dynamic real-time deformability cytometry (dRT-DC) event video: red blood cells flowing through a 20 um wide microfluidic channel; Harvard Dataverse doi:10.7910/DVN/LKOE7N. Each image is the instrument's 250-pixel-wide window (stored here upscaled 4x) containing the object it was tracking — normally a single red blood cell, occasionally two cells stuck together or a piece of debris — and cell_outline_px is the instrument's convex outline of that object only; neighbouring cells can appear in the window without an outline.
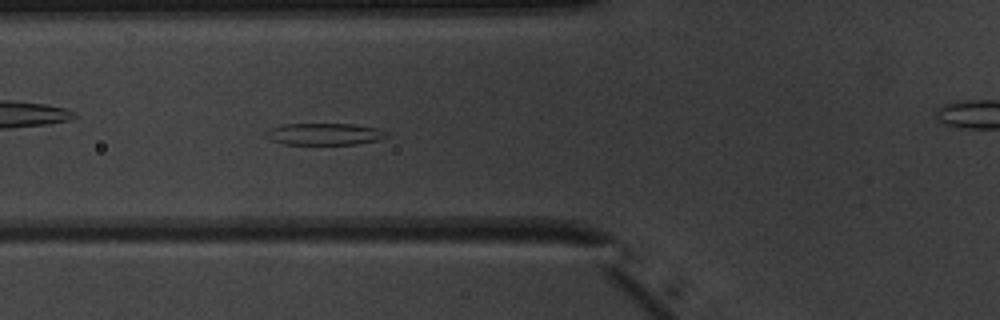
{"species": "common noctule bat (a hibernating species)", "species_latin": "Nyctalus noctula", "temperature_condition": "warm", "stored_images_in_passage": 35, "camera_frame_rate_fps": 3000, "um_per_image_px": 0.085, "animal": {"sex": "male", "body_mass_g": 20.1, "forearm_length_mm": 53.5}, "frame": {"image": 1, "passage_image": 13, "time_ms": 4.0, "image_size_px": [1000, 320], "cell_outline_px": [[388, 136], [380, 140], [356, 144], [284, 144], [272, 140], [264, 136], [264, 132], [272, 128], [284, 124], [352, 124], [376, 128], [388, 132]], "centroid_in_image_um": [27.59, 11.4], "position_along_channel_um": 98.2, "area_um2": 15.32}}
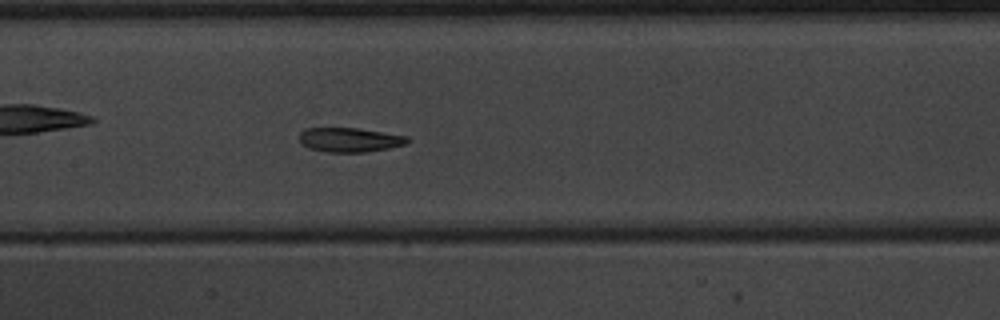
{"frame": {"image": 2, "passage_image": 19, "time_ms": 6.0, "image_size_px": [1000, 320], "cell_outline_px": [[412, 140], [408, 144], [388, 148], [364, 152], [324, 152], [308, 148], [300, 144], [296, 136], [304, 128], [356, 128], [408, 136]], "centroid_in_image_um": [29.67, 11.88], "position_along_channel_um": 177.7, "area_um2": 15.66}}
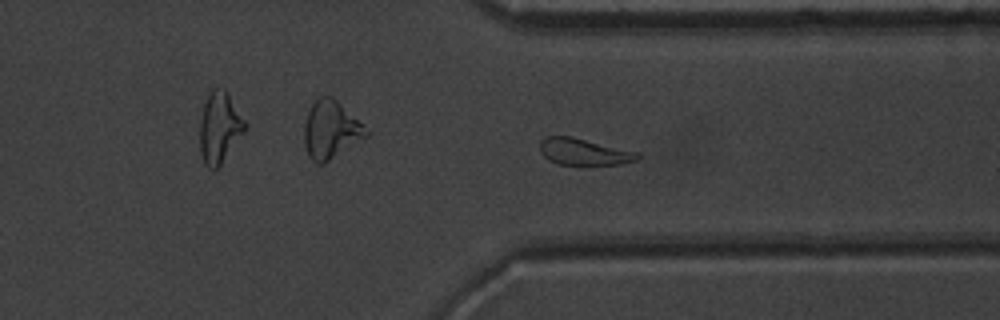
{"frame": {"image": 3, "passage_image": 33, "time_ms": 10.667, "image_size_px": [1000, 320], "cell_outline_px": [[640, 160], [620, 164], [556, 164], [548, 160], [540, 152], [540, 140], [544, 136], [572, 136], [640, 152]], "centroid_in_image_um": [49.65, 12.89], "position_along_channel_um": 361.8, "area_um2": 15.37}, "authors_computed_cell_mechanics": {"area_um2": 16.0106, "velocity_mm_per_s": 3.9472, "shape_relaxation_time_tau1_ms": 2.5734, "shape_relaxation_time_tau2_ms": 2.749, "deformation_change_tau1": 0.1197, "deformation_change_tau2": 0.1096}}